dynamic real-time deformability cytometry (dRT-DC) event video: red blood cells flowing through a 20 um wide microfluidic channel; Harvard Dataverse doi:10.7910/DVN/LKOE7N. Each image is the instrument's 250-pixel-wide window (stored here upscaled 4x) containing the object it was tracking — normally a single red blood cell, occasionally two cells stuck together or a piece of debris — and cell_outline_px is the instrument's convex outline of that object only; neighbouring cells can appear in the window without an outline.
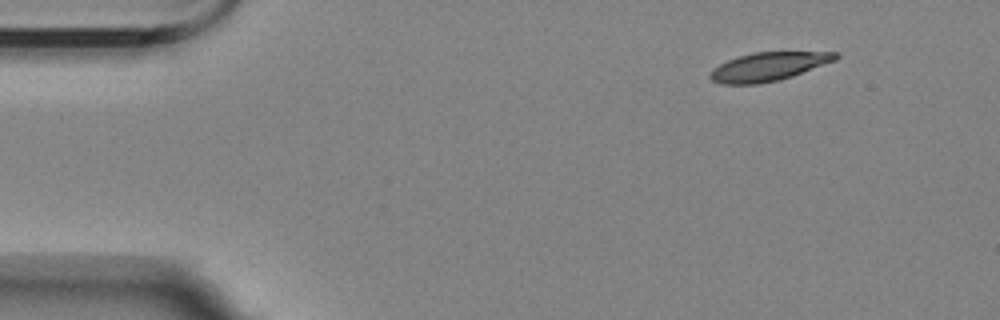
{"species": "Egyptian fruit bat (a non-hibernating species)", "species_latin": "Rousettus aegyptiacus", "temperature_condition": "room temperature", "stored_images_in_passage": 5, "segment_of_instrument_passage": [2, 2], "camera_frame_rate_fps": 3000, "um_per_image_px": 0.085, "animal": {"sex": "female"}, "frame": {"image": 1, "passage_image": 5, "time_ms": 6.333, "image_size_px": [1000, 320], "cell_outline_px": [[840, 56], [836, 60], [792, 76], [780, 80], [756, 84], [724, 84], [712, 80], [708, 76], [708, 72], [712, 68], [728, 60], [752, 52], [840, 52]], "centroid_in_image_um": [65.3, 5.66], "position_along_channel_um": 19.7, "area_um2": 20.87}}